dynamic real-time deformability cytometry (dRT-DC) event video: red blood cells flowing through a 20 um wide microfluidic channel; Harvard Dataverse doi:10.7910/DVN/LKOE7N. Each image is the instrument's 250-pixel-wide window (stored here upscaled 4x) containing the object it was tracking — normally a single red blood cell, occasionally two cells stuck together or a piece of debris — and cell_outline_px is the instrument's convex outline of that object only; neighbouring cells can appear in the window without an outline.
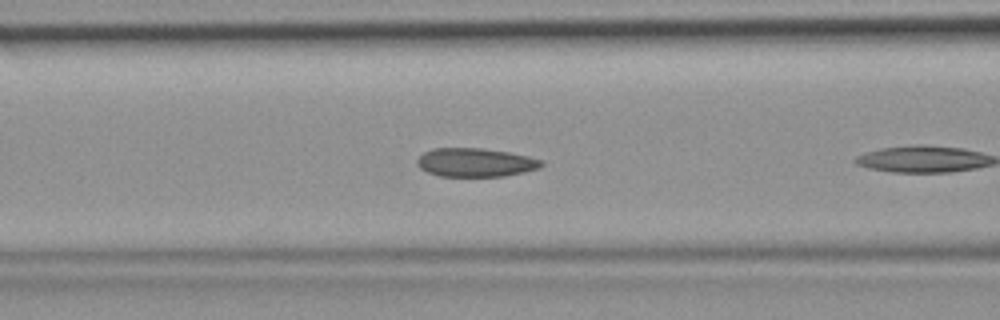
{"species": "common noctule bat (a hibernating species)", "species_latin": "Nyctalus noctula", "temperature_condition": "room temperature", "stored_images_in_passage": 4, "camera_frame_rate_fps": 3000, "um_per_image_px": 0.085, "animal": {"sex": "female", "body_mass_g": 19.9}, "frame": {"image": 1, "passage_image": 3, "time_ms": 0.667, "image_size_px": [1000, 320], "cell_outline_px": [[544, 164], [540, 168], [524, 172], [504, 176], [440, 176], [428, 172], [420, 168], [416, 164], [416, 160], [424, 152], [432, 148], [480, 148], [508, 152], [528, 156], [544, 160]], "centroid_in_image_um": [40.42, 13.8], "position_along_channel_um": 126.2, "area_um2": 20.81}}